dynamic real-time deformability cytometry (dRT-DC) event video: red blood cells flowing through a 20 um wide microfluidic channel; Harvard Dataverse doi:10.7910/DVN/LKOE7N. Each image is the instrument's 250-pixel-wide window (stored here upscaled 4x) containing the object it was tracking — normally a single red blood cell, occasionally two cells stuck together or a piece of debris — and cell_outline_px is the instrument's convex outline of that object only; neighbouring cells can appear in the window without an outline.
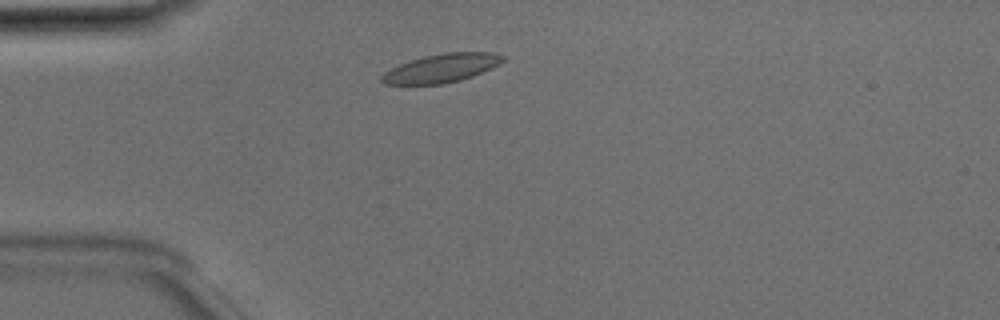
{"species": "Egyptian fruit bat (a non-hibernating species)", "species_latin": "Rousettus aegyptiacus", "temperature_condition": "room temperature", "stored_images_in_passage": 42, "camera_frame_rate_fps": 3000, "um_per_image_px": 0.085, "animal": {"sex": "male"}, "frame": {"image": 1, "passage_image": 5, "time_ms": 1.333, "image_size_px": [1000, 320], "cell_outline_px": [[504, 60], [500, 64], [492, 68], [472, 76], [460, 80], [440, 84], [384, 84], [380, 80], [380, 76], [384, 72], [400, 64], [424, 56], [444, 52], [492, 52], [504, 56]], "centroid_in_image_um": [37.53, 5.79], "position_along_channel_um": 47.5, "area_um2": 20.06}}
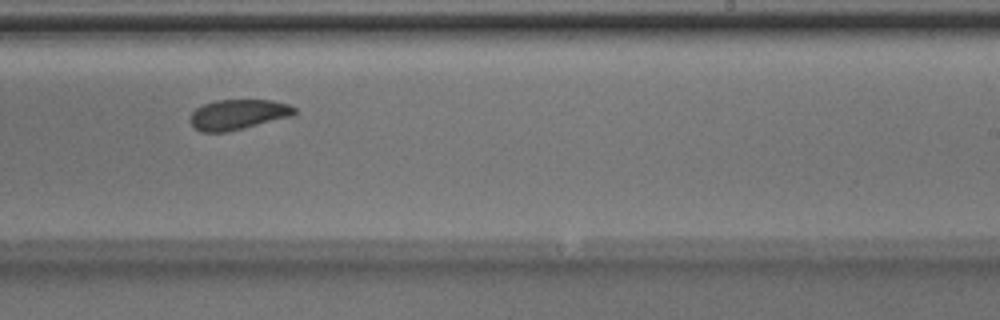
{"frame": {"image": 2, "passage_image": 23, "time_ms": 7.333, "image_size_px": [1000, 320], "cell_outline_px": [[296, 112], [292, 116], [228, 132], [200, 132], [192, 124], [192, 112], [196, 108], [204, 104], [216, 100], [272, 100], [288, 104], [296, 108]], "centroid_in_image_um": [20.26, 9.73], "position_along_channel_um": 268.7, "area_um2": 18.21}}
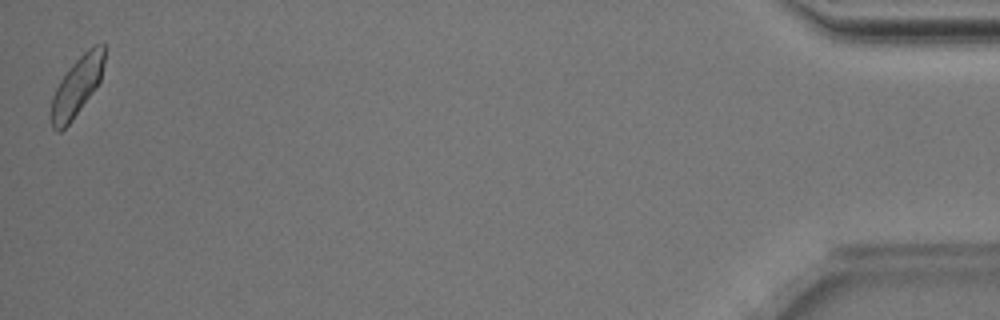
{"frame": {"image": 3, "passage_image": 42, "time_ms": 13.667, "image_size_px": [1000, 320], "cell_outline_px": [[104, 60], [100, 80], [92, 92], [72, 120], [60, 132], [56, 132], [52, 128], [48, 116], [52, 96], [60, 80], [72, 64], [88, 48], [96, 44], [104, 44]], "centroid_in_image_um": [6.47, 7.4], "position_along_channel_um": 428.7, "area_um2": 18.26}, "authors_computed_cell_mechanics": {"area_um2": 19.074, "velocity_mm_per_s": 3.9832, "shape_relaxation_time_tau1_ms": 1.8435, "shape_relaxation_time_tau2_ms": 4.3818, "deformation_change_tau1": 0.0958, "deformation_change_tau2": 0.0912}}